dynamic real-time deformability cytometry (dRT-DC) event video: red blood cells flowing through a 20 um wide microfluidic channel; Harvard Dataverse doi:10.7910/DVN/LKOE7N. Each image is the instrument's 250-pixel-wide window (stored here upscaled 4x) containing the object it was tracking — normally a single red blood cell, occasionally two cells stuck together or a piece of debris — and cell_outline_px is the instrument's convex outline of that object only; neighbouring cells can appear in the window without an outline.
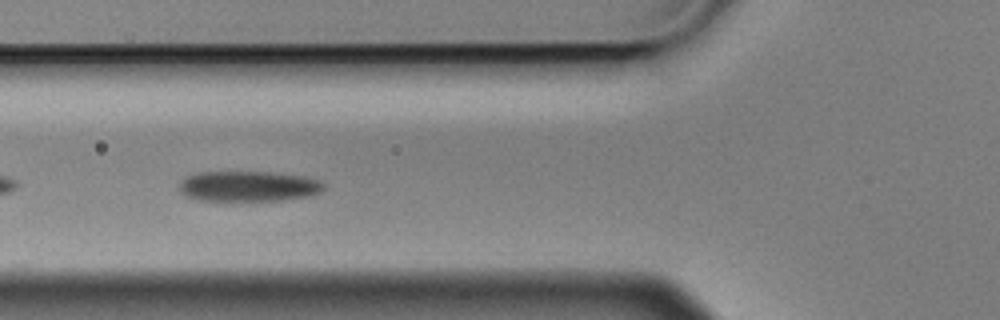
{"species": "Egyptian fruit bat (a non-hibernating species)", "species_latin": "Rousettus aegyptiacus", "temperature_condition": "cold", "stored_images_in_passage": 12, "camera_frame_rate_fps": 3000, "um_per_image_px": 0.085, "animal": {"sex": "male"}, "frame": {"image": 1, "passage_image": 5, "time_ms": 1.333, "image_size_px": [1000, 320], "cell_outline_px": [[324, 188], [320, 192], [308, 196], [280, 200], [200, 200], [184, 196], [180, 192], [180, 184], [184, 176], [200, 172], [272, 172], [304, 176], [320, 180], [324, 184]], "centroid_in_image_um": [21.1, 15.82], "position_along_channel_um": 104.7, "area_um2": 25.61}}
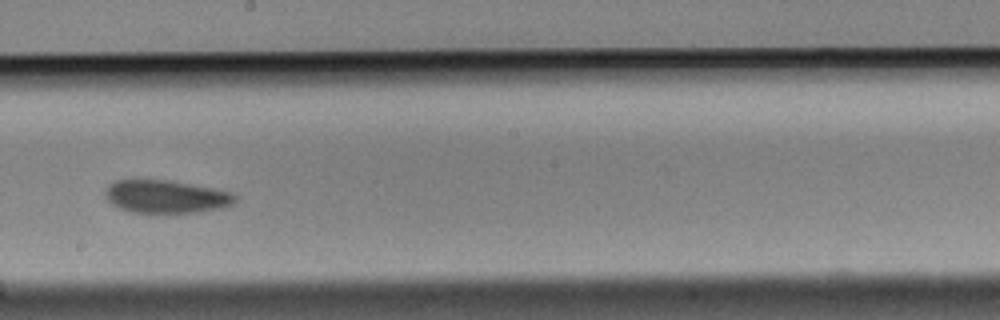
{"frame": {"image": 2, "passage_image": 8, "time_ms": 2.333, "image_size_px": [1000, 320], "cell_outline_px": [[236, 200], [232, 204], [220, 208], [200, 212], [128, 212], [112, 204], [108, 200], [104, 192], [108, 184], [116, 180], [168, 180], [232, 192], [236, 196]], "centroid_in_image_um": [14.08, 16.71], "position_along_channel_um": 234.1, "area_um2": 24.68}}
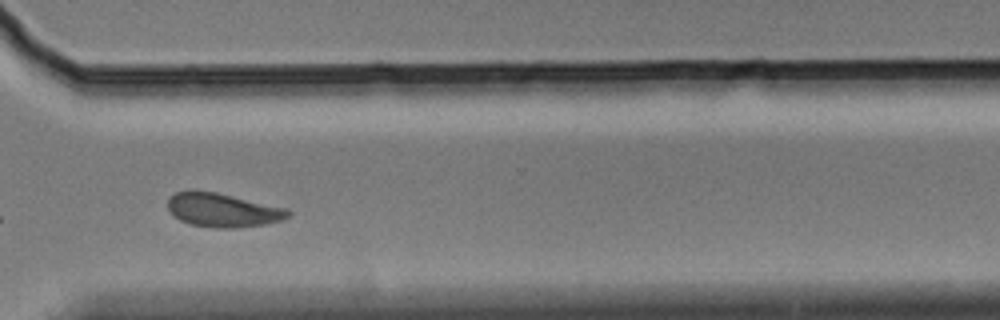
{"frame": {"image": 3, "passage_image": 11, "time_ms": 3.333, "image_size_px": [1000, 320], "cell_outline_px": [[292, 216], [284, 220], [264, 224], [236, 228], [216, 228], [192, 224], [180, 220], [172, 216], [168, 208], [168, 196], [176, 192], [216, 192], [288, 208], [292, 212]], "centroid_in_image_um": [18.99, 17.87], "position_along_channel_um": 351.6, "area_um2": 23.7}}